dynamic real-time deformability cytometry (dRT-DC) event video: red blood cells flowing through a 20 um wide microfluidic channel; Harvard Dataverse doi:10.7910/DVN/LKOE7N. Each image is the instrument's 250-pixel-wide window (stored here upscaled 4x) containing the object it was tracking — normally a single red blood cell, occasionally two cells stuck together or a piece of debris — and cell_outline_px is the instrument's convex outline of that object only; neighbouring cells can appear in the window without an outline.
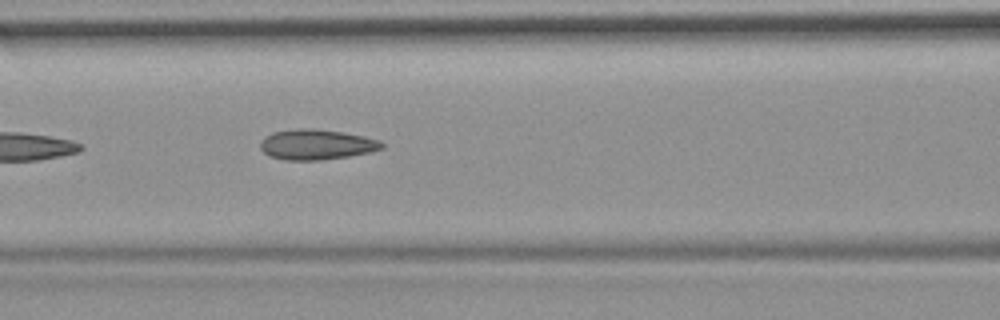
{"species": "common noctule bat (a hibernating species)", "species_latin": "Nyctalus noctula", "temperature_condition": "room temperature", "stored_images_in_passage": 6, "camera_frame_rate_fps": 3000, "um_per_image_px": 0.085, "animal": {"sex": "female", "body_mass_g": 19.9}, "frame": {"image": 1, "passage_image": 6, "time_ms": 1.667, "image_size_px": [1000, 320], "cell_outline_px": [[384, 148], [372, 152], [348, 156], [320, 160], [284, 160], [268, 156], [260, 148], [260, 140], [264, 136], [272, 132], [296, 128], [312, 128], [344, 132], [364, 136], [380, 140], [384, 144]], "centroid_in_image_um": [26.89, 12.28], "position_along_channel_um": 139.7, "area_um2": 21.79}}